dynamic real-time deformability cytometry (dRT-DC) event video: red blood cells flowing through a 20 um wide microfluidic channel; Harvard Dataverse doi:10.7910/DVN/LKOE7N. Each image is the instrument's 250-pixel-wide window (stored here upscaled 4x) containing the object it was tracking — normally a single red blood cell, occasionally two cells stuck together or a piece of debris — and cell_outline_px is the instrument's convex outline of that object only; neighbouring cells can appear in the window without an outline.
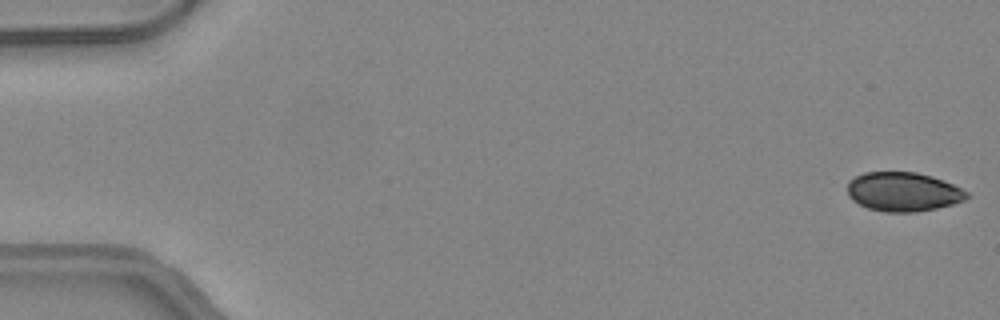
{"species": "common noctule bat (a hibernating species)", "species_latin": "Nyctalus noctula", "temperature_condition": "warm", "stored_images_in_passage": 13, "camera_frame_rate_fps": 3000, "um_per_image_px": 0.085, "animal": {"sex": "female", "body_mass_g": 24.6, "forearm_length_mm": 56.2}, "frame": {"image": 1, "passage_image": 1, "time_ms": 0.0, "image_size_px": [1000, 320], "cell_outline_px": [[968, 196], [964, 200], [952, 204], [936, 208], [916, 212], [884, 212], [868, 208], [852, 200], [848, 192], [848, 180], [864, 172], [916, 172], [932, 176], [952, 184], [968, 192]], "centroid_in_image_um": [76.75, 16.3], "position_along_channel_um": 8.2, "area_um2": 27.11}}